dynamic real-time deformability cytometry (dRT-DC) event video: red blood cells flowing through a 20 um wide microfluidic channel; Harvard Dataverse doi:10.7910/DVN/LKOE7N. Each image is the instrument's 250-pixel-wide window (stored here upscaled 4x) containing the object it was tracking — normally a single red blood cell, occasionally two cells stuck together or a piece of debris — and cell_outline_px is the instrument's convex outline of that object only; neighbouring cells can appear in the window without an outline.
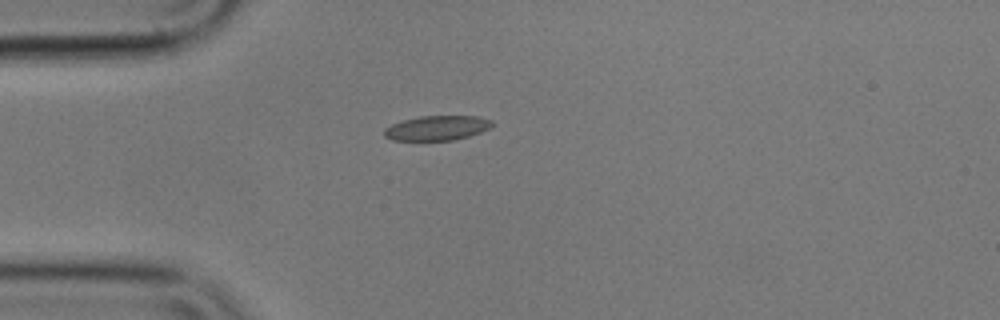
{"species": "common noctule bat (a hibernating species)", "species_latin": "Nyctalus noctula", "temperature_condition": "cold", "stored_images_in_passage": 11, "camera_frame_rate_fps": 3000, "um_per_image_px": 0.085, "animal": {"sex": "male", "body_mass_g": 17.9}, "frame": {"image": 1, "passage_image": 1, "time_ms": 0.0, "image_size_px": [1000, 320], "cell_outline_px": [[492, 124], [488, 128], [480, 132], [468, 136], [452, 140], [392, 140], [384, 136], [384, 128], [392, 124], [404, 120], [420, 116], [480, 116], [492, 120]], "centroid_in_image_um": [37.13, 10.87], "position_along_channel_um": 47.9, "area_um2": 15.37}}
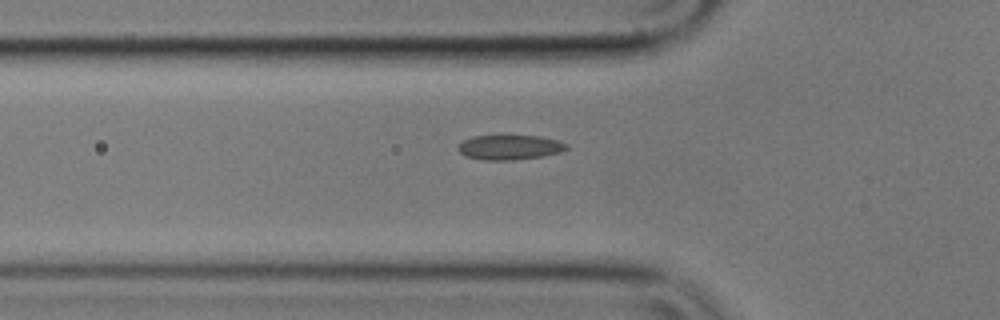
{"frame": {"image": 2, "passage_image": 5, "time_ms": 1.333, "image_size_px": [1000, 320], "cell_outline_px": [[568, 148], [560, 152], [544, 156], [512, 160], [484, 160], [464, 156], [456, 148], [464, 140], [472, 136], [540, 136], [556, 140], [568, 144]], "centroid_in_image_um": [43.31, 12.53], "position_along_channel_um": 82.5, "area_um2": 15.61}}
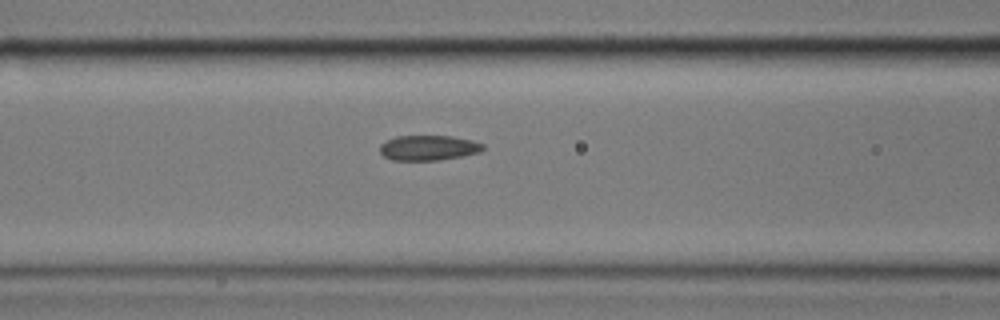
{"frame": {"image": 3, "passage_image": 9, "time_ms": 2.667, "image_size_px": [1000, 320], "cell_outline_px": [[484, 148], [480, 152], [464, 156], [436, 160], [392, 160], [384, 156], [380, 152], [380, 144], [396, 136], [452, 136], [472, 140], [484, 144]], "centroid_in_image_um": [36.44, 12.56], "position_along_channel_um": 130.2, "area_um2": 15.09}}